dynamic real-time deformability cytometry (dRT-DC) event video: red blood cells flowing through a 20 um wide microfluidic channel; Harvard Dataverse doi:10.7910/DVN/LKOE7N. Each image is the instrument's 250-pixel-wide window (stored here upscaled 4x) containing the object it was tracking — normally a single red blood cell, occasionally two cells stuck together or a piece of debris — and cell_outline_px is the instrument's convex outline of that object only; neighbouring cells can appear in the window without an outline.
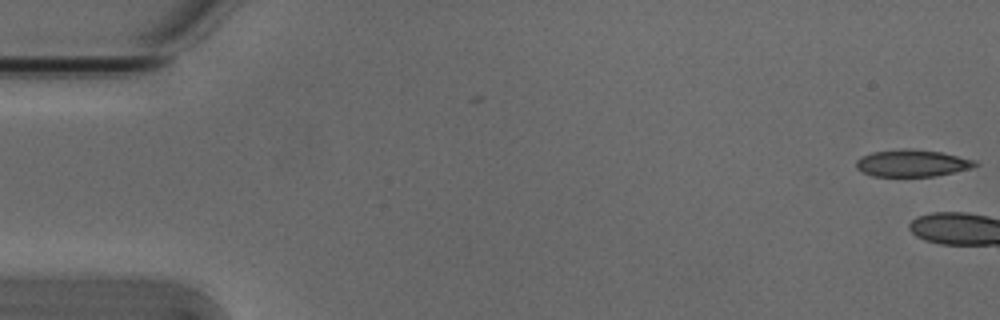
{"species": "Egyptian fruit bat (a non-hibernating species)", "species_latin": "Rousettus aegyptiacus", "temperature_condition": "cold", "stored_images_in_passage": 3, "camera_frame_rate_fps": 3000, "um_per_image_px": 0.085, "animal": {"sex": "male"}, "frame": {"image": 1, "passage_image": 1, "time_ms": 0.0, "image_size_px": [1000, 320], "cell_outline_px": [[980, 164], [972, 168], [936, 176], [872, 176], [856, 168], [856, 160], [872, 152], [904, 148], [908, 148], [940, 152], [976, 160]], "centroid_in_image_um": [77.56, 13.87], "position_along_channel_um": 7.4, "area_um2": 18.67}}